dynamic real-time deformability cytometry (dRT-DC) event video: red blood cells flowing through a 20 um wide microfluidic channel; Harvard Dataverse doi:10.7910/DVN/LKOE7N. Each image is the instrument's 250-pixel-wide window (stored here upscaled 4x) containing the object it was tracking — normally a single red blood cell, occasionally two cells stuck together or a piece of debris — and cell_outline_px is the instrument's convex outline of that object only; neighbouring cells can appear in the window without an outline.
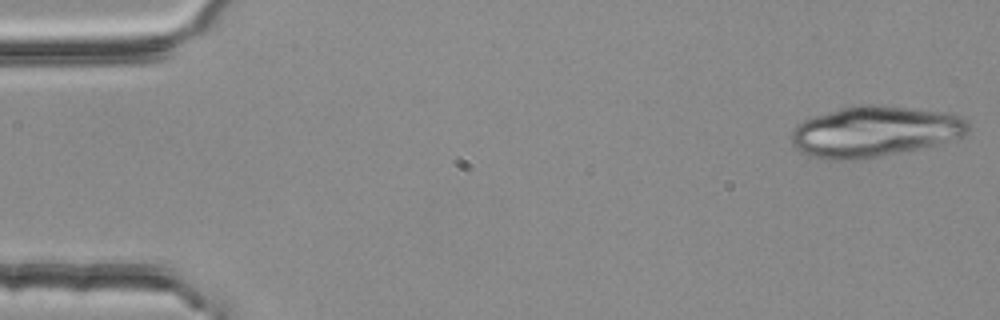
{"species": "common noctule bat (a hibernating species)", "species_latin": "Nyctalus noctula", "temperature_condition": "room temperature", "stored_images_in_passage": 14, "camera_frame_rate_fps": 3000, "um_per_image_px": 0.085, "animal": {"sex": "female", "body_mass_g": 25.1}, "frame": {"image": 1, "passage_image": 1, "time_ms": 0.0, "image_size_px": [1000, 320], "cell_outline_px": [[968, 136], [916, 148], [876, 156], [852, 160], [820, 160], [800, 152], [792, 144], [792, 132], [804, 120], [812, 116], [840, 108], [864, 104], [880, 104], [952, 112], [968, 120]], "centroid_in_image_um": [74.36, 11.15], "position_along_channel_um": 10.6, "area_um2": 52.37}}